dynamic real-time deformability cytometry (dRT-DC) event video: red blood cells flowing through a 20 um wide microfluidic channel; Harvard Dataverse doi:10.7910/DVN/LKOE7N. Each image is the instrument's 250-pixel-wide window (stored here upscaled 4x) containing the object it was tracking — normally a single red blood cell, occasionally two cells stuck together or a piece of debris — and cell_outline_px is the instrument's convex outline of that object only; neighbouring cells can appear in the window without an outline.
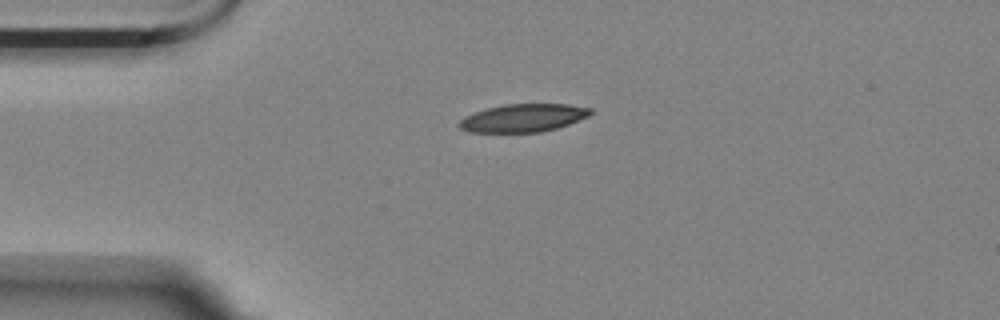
{"species": "Egyptian fruit bat (a non-hibernating species)", "species_latin": "Rousettus aegyptiacus", "temperature_condition": "room temperature", "stored_images_in_passage": 44, "camera_frame_rate_fps": 3000, "um_per_image_px": 0.085, "animal": {"sex": "female"}, "frame": {"image": 1, "passage_image": 1, "time_ms": 0.0, "image_size_px": [1000, 320], "cell_outline_px": [[592, 112], [588, 116], [568, 124], [556, 128], [540, 132], [468, 132], [460, 128], [456, 124], [464, 116], [488, 108], [504, 104], [568, 104], [592, 108]], "centroid_in_image_um": [44.45, 10.02], "position_along_channel_um": 40.5, "area_um2": 21.33}}
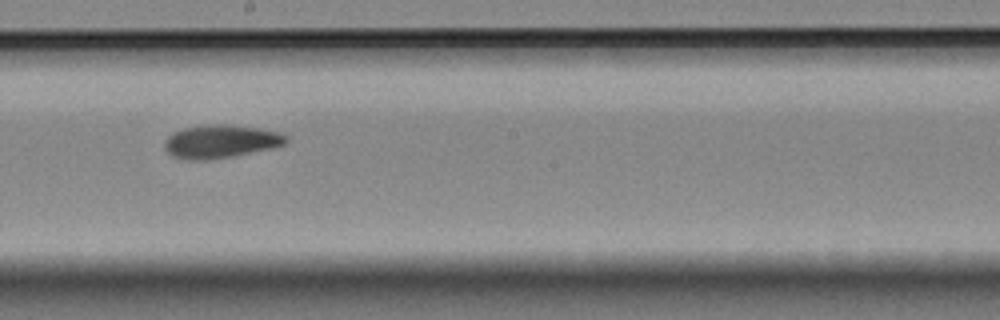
{"frame": {"image": 2, "passage_image": 19, "time_ms": 6.0, "image_size_px": [1000, 320], "cell_outline_px": [[288, 140], [284, 144], [268, 148], [232, 156], [200, 160], [172, 156], [164, 148], [164, 144], [168, 136], [172, 132], [184, 128], [204, 124], [228, 124], [256, 128], [280, 132], [288, 136]], "centroid_in_image_um": [18.74, 11.99], "position_along_channel_um": 229.5, "area_um2": 23.12}}
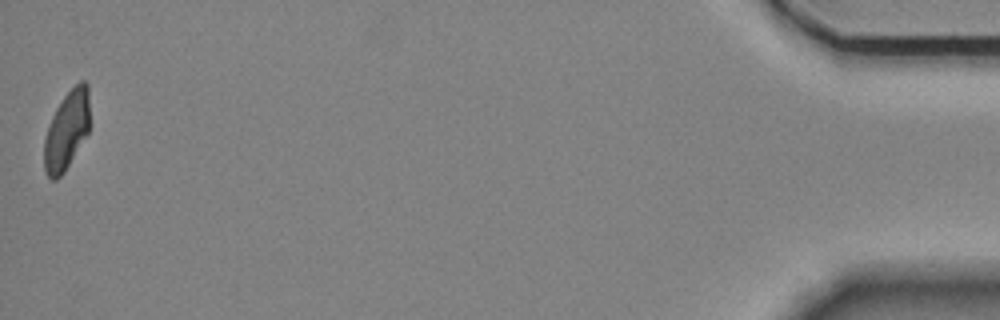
{"frame": {"image": 3, "passage_image": 44, "time_ms": 14.333, "image_size_px": [1000, 320], "cell_outline_px": [[88, 132], [64, 172], [56, 180], [52, 180], [44, 172], [44, 140], [52, 116], [56, 108], [64, 96], [80, 80], [84, 80], [88, 84]], "centroid_in_image_um": [5.65, 11.09], "position_along_channel_um": 429.6, "area_um2": 20.52}, "authors_computed_cell_mechanics": {"area_um2": 22.4553, "velocity_mm_per_s": 3.5267, "shape_relaxation_time_tau1_ms": 8.9029, "shape_relaxation_time_tau2_ms": 5.2632, "deformation_change_tau1": 0.2017, "deformation_change_tau2": 0.096}}